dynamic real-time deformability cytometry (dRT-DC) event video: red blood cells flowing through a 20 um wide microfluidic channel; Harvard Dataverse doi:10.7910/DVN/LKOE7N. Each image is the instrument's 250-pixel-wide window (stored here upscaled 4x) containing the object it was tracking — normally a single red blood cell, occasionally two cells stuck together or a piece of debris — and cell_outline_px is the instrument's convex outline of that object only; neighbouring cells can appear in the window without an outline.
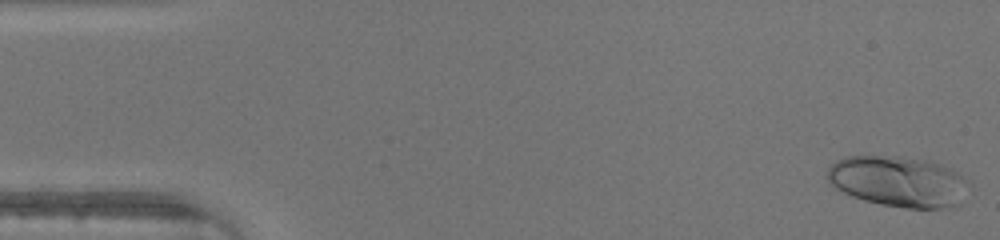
{"species": "human", "species_latin": "Homo sapiens", "temperature_condition": "warm", "stored_images_in_passage": 46, "camera_frame_rate_fps": 3000, "um_per_image_px": 0.085, "donor": {"sex": "male"}, "frame": {"image": 1, "passage_image": 1, "time_ms": 0.0, "image_size_px": [1000, 240], "cell_outline_px": [[960, 204], [956, 208], [908, 208], [880, 204], [864, 200], [852, 196], [828, 184], [828, 168], [836, 160], [848, 156], [900, 156], [924, 160], [948, 168], [956, 172], [960, 176]], "centroid_in_image_um": [76.21, 15.43], "position_along_channel_um": 8.8, "area_um2": 40.75}}
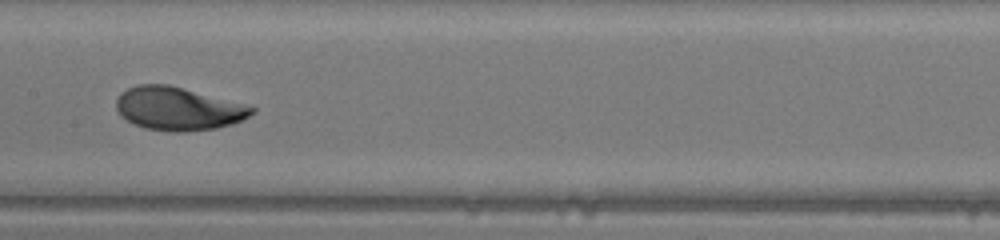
{"frame": {"image": 2, "passage_image": 23, "time_ms": 7.333, "image_size_px": [1000, 240], "cell_outline_px": [[256, 112], [232, 124], [216, 128], [184, 132], [172, 132], [144, 128], [132, 124], [120, 116], [116, 108], [116, 100], [120, 92], [136, 84], [168, 84], [256, 108]], "centroid_in_image_um": [15.06, 9.25], "position_along_channel_um": 192.3, "area_um2": 33.99}}
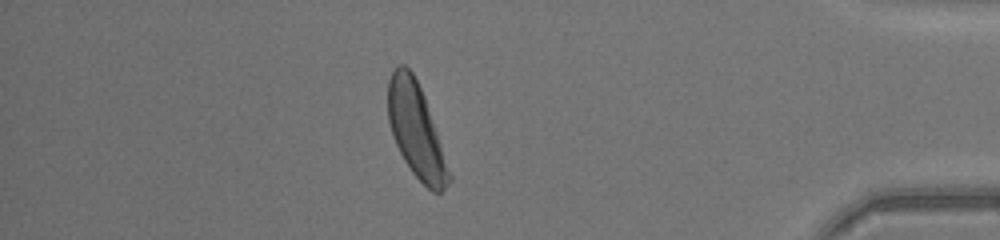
{"frame": {"image": 3, "passage_image": 40, "time_ms": 13.0, "image_size_px": [1000, 240], "cell_outline_px": [[452, 180], [440, 192], [432, 192], [412, 172], [404, 160], [396, 144], [388, 120], [388, 80], [392, 72], [400, 64], [404, 64], [412, 72], [424, 96], [452, 176]], "centroid_in_image_um": [35.37, 11.1], "position_along_channel_um": 399.8, "area_um2": 32.83}}